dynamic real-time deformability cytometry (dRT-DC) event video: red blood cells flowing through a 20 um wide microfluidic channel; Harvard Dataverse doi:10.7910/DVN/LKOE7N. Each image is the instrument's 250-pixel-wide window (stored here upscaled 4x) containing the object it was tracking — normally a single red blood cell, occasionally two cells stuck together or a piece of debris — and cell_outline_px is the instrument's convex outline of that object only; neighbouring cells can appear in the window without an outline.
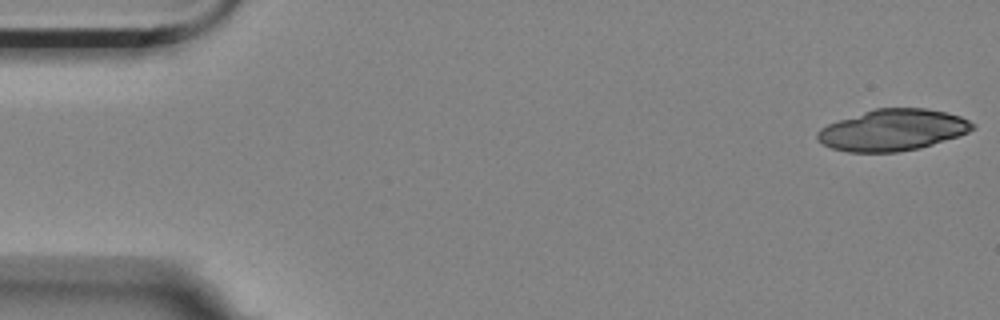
{"species": "Egyptian fruit bat (a non-hibernating species)", "species_latin": "Rousettus aegyptiacus", "temperature_condition": "room temperature", "stored_images_in_passage": 19, "camera_frame_rate_fps": 3000, "um_per_image_px": 0.085, "animal": {"sex": "female"}, "frame": {"image": 1, "passage_image": 1, "time_ms": 0.0, "image_size_px": [1000, 320], "cell_outline_px": [[976, 128], [968, 132], [920, 148], [896, 152], [848, 152], [832, 148], [816, 140], [816, 132], [820, 128], [828, 124], [876, 108], [924, 108], [944, 112], [960, 116], [976, 124]], "centroid_in_image_um": [75.87, 11.06], "position_along_channel_um": 9.1, "area_um2": 37.11}}